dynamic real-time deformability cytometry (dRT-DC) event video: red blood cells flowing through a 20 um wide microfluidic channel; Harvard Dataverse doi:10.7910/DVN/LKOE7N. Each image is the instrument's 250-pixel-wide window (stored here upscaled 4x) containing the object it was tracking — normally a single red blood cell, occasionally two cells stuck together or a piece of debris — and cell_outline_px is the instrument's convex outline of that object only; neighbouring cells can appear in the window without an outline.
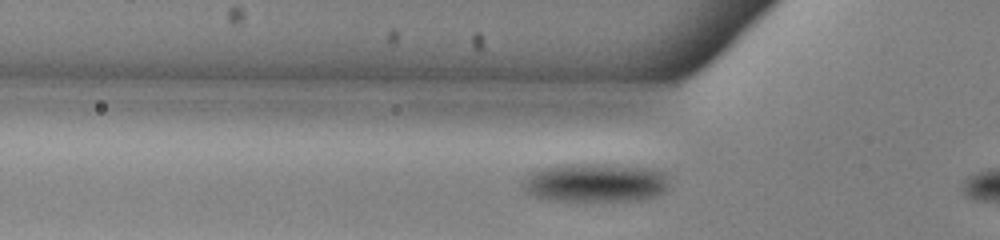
{"species": "common noctule bat (a hibernating species)", "species_latin": "Nyctalus noctula", "temperature_condition": "warm", "stored_images_in_passage": 34, "camera_frame_rate_fps": 3000, "um_per_image_px": 0.085, "animal": {"sex": "male", "body_mass_g": 13.0, "forearm_length_mm": 53.1}, "frame": {"image": 1, "passage_image": 9, "time_ms": 2.667, "image_size_px": [1000, 240], "cell_outline_px": [[668, 188], [664, 192], [656, 196], [644, 200], [548, 200], [536, 196], [528, 192], [524, 188], [520, 180], [528, 172], [540, 168], [560, 164], [628, 164], [656, 168], [664, 172], [668, 180]], "centroid_in_image_um": [50.63, 15.49], "position_along_channel_um": 75.2, "area_um2": 33.81}}
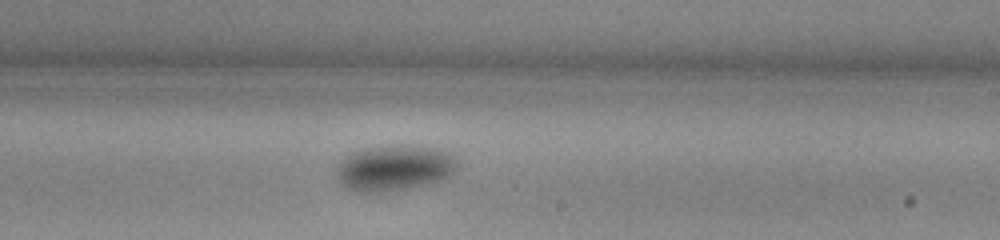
{"frame": {"image": 2, "passage_image": 23, "time_ms": 7.333, "image_size_px": [1000, 240], "cell_outline_px": [[460, 164], [448, 176], [440, 180], [420, 184], [376, 192], [352, 192], [340, 184], [336, 176], [336, 168], [352, 152], [364, 148], [388, 144], [400, 144], [440, 148], [448, 152]], "centroid_in_image_um": [33.48, 14.23], "position_along_channel_um": 255.5, "area_um2": 32.02}}
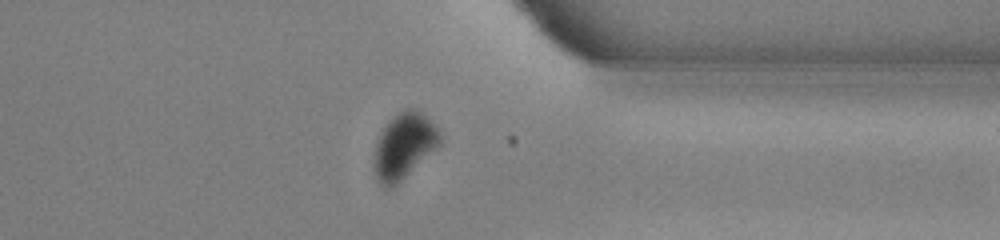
{"frame": {"image": 3, "passage_image": 33, "time_ms": 10.667, "image_size_px": [1000, 240], "cell_outline_px": [[440, 144], [392, 188], [384, 188], [376, 180], [372, 172], [372, 160], [376, 144], [380, 132], [388, 120], [392, 116], [408, 108], [416, 108], [440, 132]], "centroid_in_image_um": [34.25, 12.43], "position_along_channel_um": 377.1, "area_um2": 25.09}}